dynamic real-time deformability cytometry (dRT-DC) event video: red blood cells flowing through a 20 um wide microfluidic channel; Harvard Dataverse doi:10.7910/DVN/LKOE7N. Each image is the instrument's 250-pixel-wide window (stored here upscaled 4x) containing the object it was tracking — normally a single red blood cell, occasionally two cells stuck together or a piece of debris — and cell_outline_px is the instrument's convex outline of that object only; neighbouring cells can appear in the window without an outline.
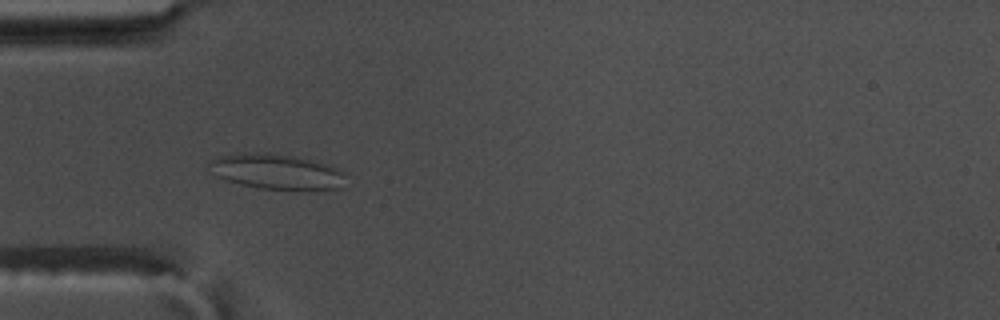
{"species": "common noctule bat (a hibernating species)", "species_latin": "Nyctalus noctula", "temperature_condition": "warm", "stored_images_in_passage": 41, "camera_frame_rate_fps": 3000, "um_per_image_px": 0.085, "animal": {"sex": "male", "body_mass_g": 17.5, "forearm_length_mm": 52.3}, "frame": {"image": 1, "passage_image": 8, "time_ms": 2.333, "image_size_px": [1000, 320], "cell_outline_px": [[344, 188], [300, 192], [260, 188], [240, 184], [224, 180], [208, 164], [212, 160], [220, 156], [244, 152], [276, 152], [328, 164], [344, 172]], "centroid_in_image_um": [23.61, 14.61], "position_along_channel_um": 61.4, "area_um2": 28.67}}
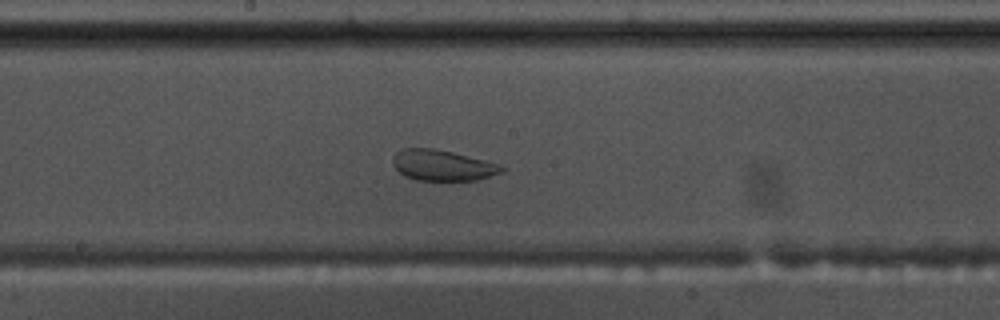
{"frame": {"image": 2, "passage_image": 21, "time_ms": 6.667, "image_size_px": [1000, 320], "cell_outline_px": [[508, 168], [504, 172], [476, 180], [416, 180], [404, 176], [392, 164], [392, 156], [396, 152], [404, 148], [432, 148], [452, 152], [500, 164]], "centroid_in_image_um": [37.62, 14.05], "position_along_channel_um": 210.6, "area_um2": 19.59}}
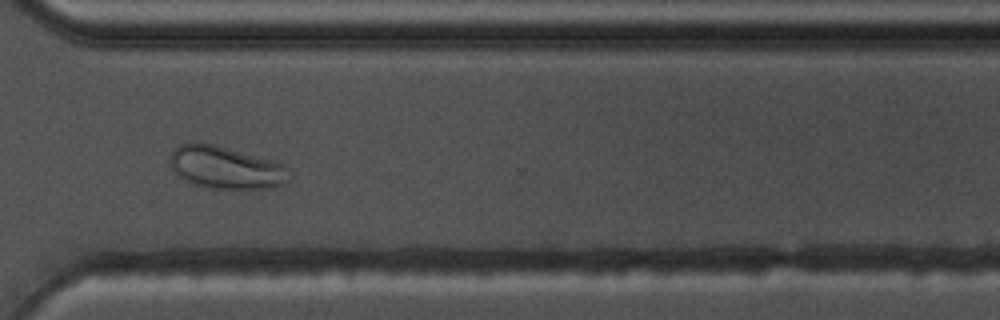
{"frame": {"image": 3, "passage_image": 33, "time_ms": 10.667, "image_size_px": [1000, 320], "cell_outline_px": [[284, 184], [272, 188], [212, 188], [196, 184], [180, 176], [172, 168], [168, 160], [172, 152], [180, 144], [192, 140], [212, 144], [272, 160], [284, 164]], "centroid_in_image_um": [19.1, 14.21], "position_along_channel_um": 351.5, "area_um2": 28.78}}